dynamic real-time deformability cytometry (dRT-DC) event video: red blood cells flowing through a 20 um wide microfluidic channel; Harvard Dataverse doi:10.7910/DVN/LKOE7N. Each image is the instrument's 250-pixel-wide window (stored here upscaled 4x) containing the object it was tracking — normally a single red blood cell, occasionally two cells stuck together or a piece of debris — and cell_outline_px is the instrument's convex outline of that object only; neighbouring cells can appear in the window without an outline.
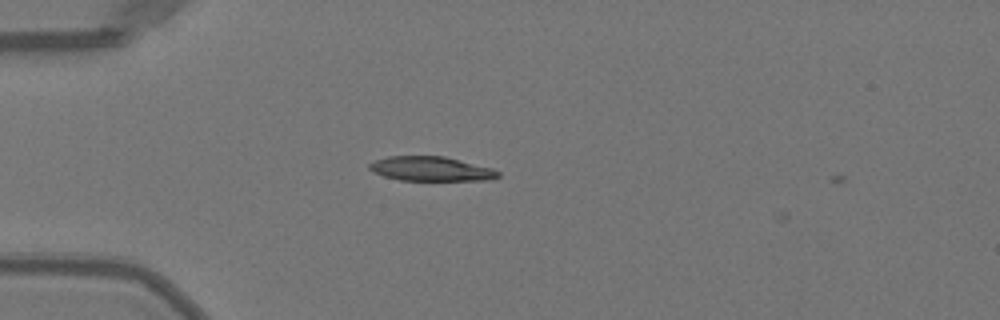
{"species": "Egyptian fruit bat (a non-hibernating species)", "species_latin": "Rousettus aegyptiacus", "temperature_condition": "warm", "stored_images_in_passage": 2, "camera_frame_rate_fps": 3000, "um_per_image_px": 0.085, "animal": {"sex": "female"}, "frame": {"image": 1, "passage_image": 1, "time_ms": 0.0, "image_size_px": [1000, 320], "cell_outline_px": [[500, 176], [492, 180], [400, 180], [384, 176], [372, 172], [368, 168], [368, 164], [376, 160], [388, 156], [444, 156], [492, 168], [500, 172]], "centroid_in_image_um": [36.63, 14.35], "position_along_channel_um": 48.4, "area_um2": 18.32}}